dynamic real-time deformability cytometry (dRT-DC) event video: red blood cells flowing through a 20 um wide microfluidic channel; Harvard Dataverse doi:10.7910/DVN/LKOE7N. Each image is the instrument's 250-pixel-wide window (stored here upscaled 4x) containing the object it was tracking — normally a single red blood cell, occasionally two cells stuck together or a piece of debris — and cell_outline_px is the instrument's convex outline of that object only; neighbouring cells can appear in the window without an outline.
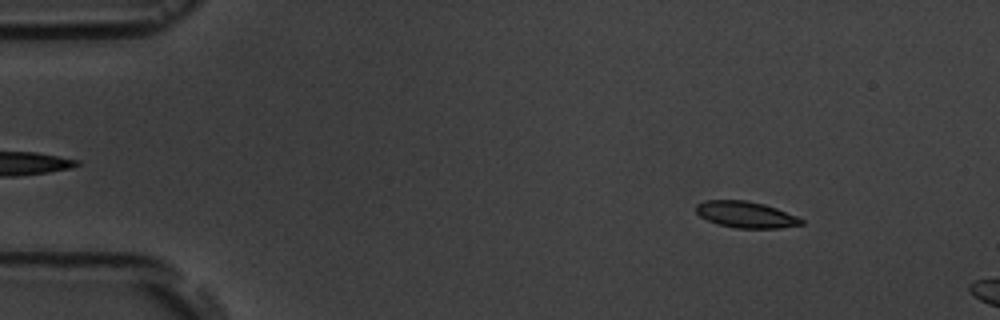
{"species": "common noctule bat (a hibernating species)", "species_latin": "Nyctalus noctula", "temperature_condition": "room temperature", "stored_images_in_passage": 2, "camera_frame_rate_fps": 3000, "um_per_image_px": 0.085, "animal": {"sex": "male", "body_mass_g": 19.5, "forearm_length_mm": 54.6}, "frame": {"image": 1, "passage_image": 1, "time_ms": 0.0, "image_size_px": [1000, 320], "cell_outline_px": [[804, 224], [780, 228], [736, 228], [720, 224], [708, 220], [700, 216], [696, 212], [696, 204], [704, 200], [748, 200], [764, 204], [776, 208], [796, 216], [804, 220]], "centroid_in_image_um": [63.4, 18.23], "position_along_channel_um": 21.6, "area_um2": 16.13}}